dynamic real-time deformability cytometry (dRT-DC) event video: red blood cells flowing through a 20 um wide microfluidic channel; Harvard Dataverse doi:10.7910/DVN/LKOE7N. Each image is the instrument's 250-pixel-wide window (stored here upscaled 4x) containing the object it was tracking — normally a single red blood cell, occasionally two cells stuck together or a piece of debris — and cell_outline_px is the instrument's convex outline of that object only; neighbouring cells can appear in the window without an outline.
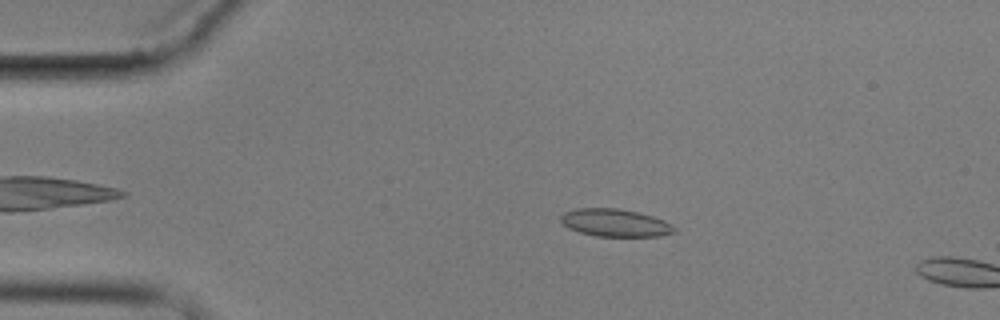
{"species": "common noctule bat (a hibernating species)", "species_latin": "Nyctalus noctula", "temperature_condition": "cold", "stored_images_in_passage": 4, "camera_frame_rate_fps": 3000, "um_per_image_px": 0.085, "animal": {"sex": "male", "body_mass_g": 17.9}, "frame": {"image": 1, "passage_image": 3, "time_ms": 2.333, "image_size_px": [1000, 320], "cell_outline_px": [[676, 232], [660, 236], [596, 236], [580, 232], [568, 228], [560, 220], [560, 216], [564, 212], [576, 208], [616, 208], [640, 212], [664, 220], [672, 224], [676, 228]], "centroid_in_image_um": [52.3, 18.93], "position_along_channel_um": 32.7, "area_um2": 18.38}}